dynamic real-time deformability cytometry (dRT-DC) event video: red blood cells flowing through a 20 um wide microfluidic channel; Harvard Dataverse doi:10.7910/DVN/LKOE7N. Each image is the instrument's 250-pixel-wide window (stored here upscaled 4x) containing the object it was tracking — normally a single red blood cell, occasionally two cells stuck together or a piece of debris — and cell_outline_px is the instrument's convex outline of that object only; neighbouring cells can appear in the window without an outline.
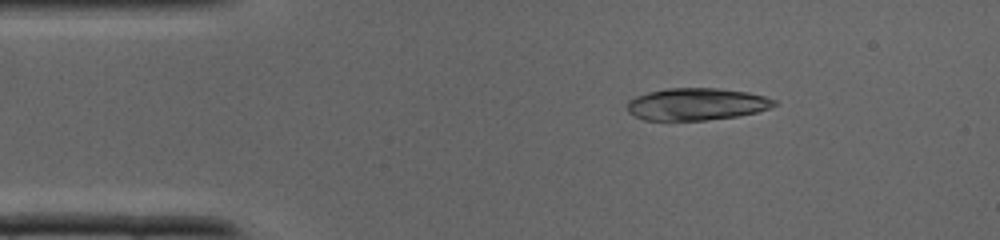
{"species": "common noctule bat (a hibernating species)", "species_latin": "Nyctalus noctula", "temperature_condition": "cold", "stored_images_in_passage": 32, "camera_frame_rate_fps": 3000, "um_per_image_px": 0.085, "animal": {"sex": "male", "body_mass_g": 19.0, "forearm_length_mm": 50.8}, "frame": {"image": 1, "passage_image": 2, "time_ms": 0.333, "image_size_px": [1000, 240], "cell_outline_px": [[776, 104], [768, 108], [756, 112], [736, 116], [704, 120], [644, 120], [628, 112], [628, 100], [636, 96], [648, 92], [668, 88], [716, 88], [748, 92], [764, 96], [776, 100]], "centroid_in_image_um": [59.19, 8.85], "position_along_channel_um": 25.8, "area_um2": 27.34}}